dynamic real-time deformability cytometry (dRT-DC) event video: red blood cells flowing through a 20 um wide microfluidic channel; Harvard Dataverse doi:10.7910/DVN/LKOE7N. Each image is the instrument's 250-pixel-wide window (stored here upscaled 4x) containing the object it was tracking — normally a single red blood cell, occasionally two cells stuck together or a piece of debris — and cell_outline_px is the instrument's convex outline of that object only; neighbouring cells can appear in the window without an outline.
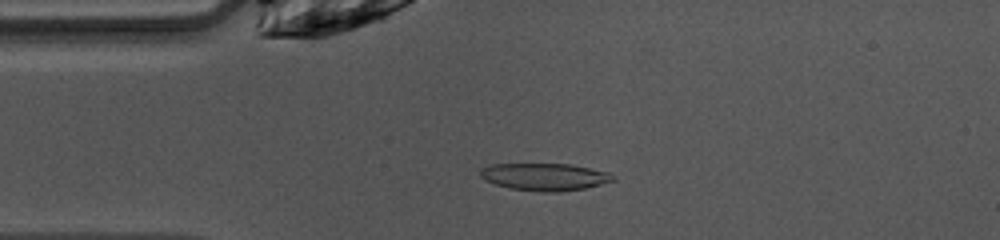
{"species": "common noctule bat (a hibernating species)", "species_latin": "Nyctalus noctula", "temperature_condition": "warm", "stored_images_in_passage": 48, "camera_frame_rate_fps": 3000, "um_per_image_px": 0.085, "animal": {"sex": "female", "body_mass_g": 10.0, "forearm_length_mm": 53.1}, "frame": {"image": 1, "passage_image": 10, "time_ms": 3.0, "image_size_px": [1000, 240], "cell_outline_px": [[616, 180], [584, 188], [560, 192], [544, 192], [508, 188], [484, 180], [480, 176], [480, 168], [492, 164], [568, 164], [608, 172], [616, 176]], "centroid_in_image_um": [46.28, 15.03], "position_along_channel_um": 38.7, "area_um2": 21.1}}
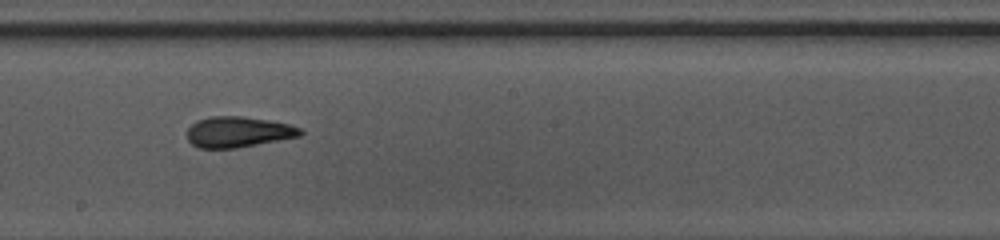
{"frame": {"image": 2, "passage_image": 25, "time_ms": 8.0, "image_size_px": [1000, 240], "cell_outline_px": [[304, 132], [300, 136], [236, 148], [200, 148], [192, 144], [188, 140], [188, 128], [196, 120], [212, 116], [244, 116], [268, 120], [288, 124], [300, 128]], "centroid_in_image_um": [20.23, 11.21], "position_along_channel_um": 228.0, "area_um2": 20.17}}
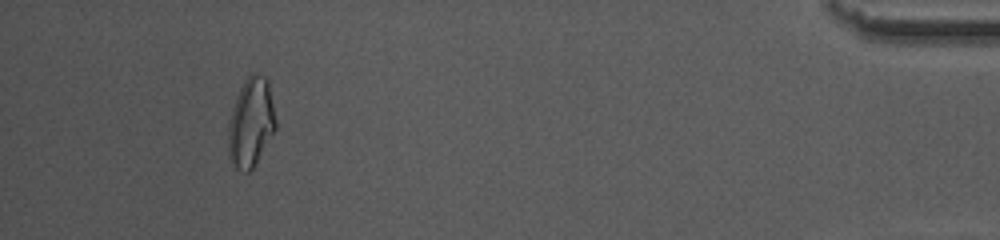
{"frame": {"image": 3, "passage_image": 44, "time_ms": 14.333, "image_size_px": [1000, 240], "cell_outline_px": [[276, 128], [252, 168], [248, 172], [244, 172], [236, 168], [228, 156], [228, 124], [232, 108], [236, 96], [244, 80], [252, 72], [256, 72], [264, 76], [268, 80], [276, 120]], "centroid_in_image_um": [21.31, 10.38], "position_along_channel_um": 413.9, "area_um2": 24.57}, "authors_computed_cell_mechanics": {"area_um2": 20.7502, "velocity_mm_per_s": 4.0655, "shape_relaxation_time_tau1_ms": 4.5808, "shape_relaxation_time_tau2_ms": 1.9348, "deformation_change_tau1": 0.1825, "deformation_change_tau2": 0.0979}}